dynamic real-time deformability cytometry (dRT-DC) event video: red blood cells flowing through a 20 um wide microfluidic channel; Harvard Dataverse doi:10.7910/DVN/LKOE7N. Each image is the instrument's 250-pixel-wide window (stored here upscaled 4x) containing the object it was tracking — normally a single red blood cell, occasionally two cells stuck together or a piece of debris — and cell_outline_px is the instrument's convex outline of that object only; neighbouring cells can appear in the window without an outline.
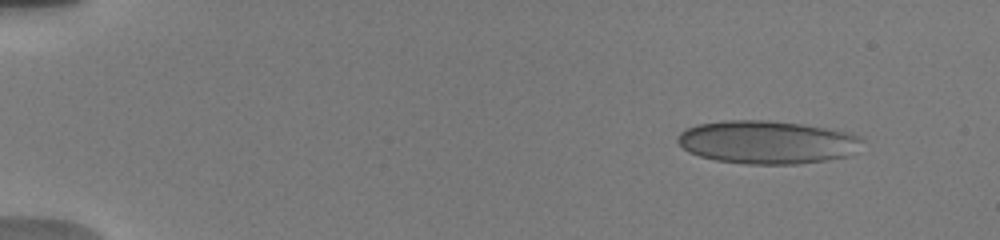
{"species": "human", "species_latin": "Homo sapiens", "temperature_condition": "warm", "stored_images_in_passage": 17, "camera_frame_rate_fps": 3000, "um_per_image_px": 0.085, "donor": {"sex": "male"}, "frame": {"image": 1, "passage_image": 3, "time_ms": 0.667, "image_size_px": [1000, 240], "cell_outline_px": [[860, 140], [848, 156], [824, 160], [796, 164], [748, 164], [716, 160], [700, 156], [688, 152], [676, 140], [676, 136], [680, 132], [696, 124], [724, 120], [768, 120], [804, 124], [832, 128], [852, 132], [860, 136]], "centroid_in_image_um": [65.16, 12.07], "position_along_channel_um": 19.8, "area_um2": 46.36}}
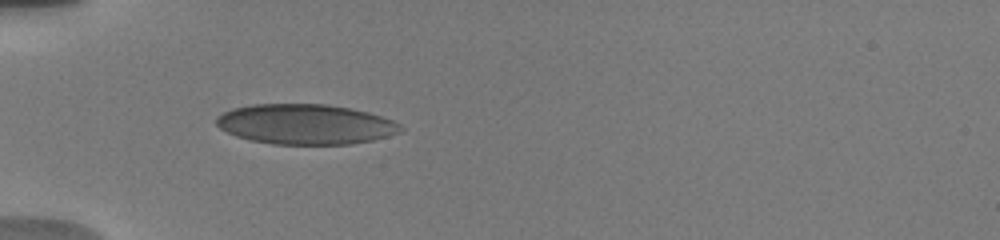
{"frame": {"image": 2, "passage_image": 16, "time_ms": 4.667, "image_size_px": [1000, 240], "cell_outline_px": [[404, 128], [400, 132], [388, 136], [372, 140], [352, 144], [272, 144], [252, 140], [236, 136], [220, 128], [216, 124], [216, 116], [232, 108], [252, 104], [324, 104], [348, 108], [368, 112], [392, 120], [400, 124]], "centroid_in_image_um": [25.96, 10.56], "position_along_channel_um": 59.0, "area_um2": 43.0}}